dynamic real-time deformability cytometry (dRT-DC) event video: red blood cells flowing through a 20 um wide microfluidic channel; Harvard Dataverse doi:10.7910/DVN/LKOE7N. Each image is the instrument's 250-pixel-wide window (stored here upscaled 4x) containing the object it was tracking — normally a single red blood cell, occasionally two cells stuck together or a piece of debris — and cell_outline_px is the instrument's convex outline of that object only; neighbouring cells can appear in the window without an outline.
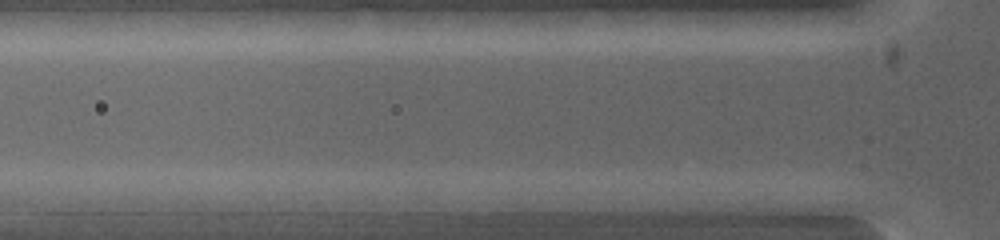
{"species": "common noctule bat (a hibernating species)", "species_latin": "Nyctalus noctula", "temperature_condition": "warm", "stored_images_in_passage": 4, "segment_of_instrument_passage": [2, 2], "camera_frame_rate_fps": 5000, "um_per_image_px": 0.085, "animal": {"sex": "female", "body_mass_g": 19.0, "forearm_length_mm": 53.3}, "frame": {"image": 1, "passage_image": 4, "time_ms": 2.0, "image_size_px": [1000, 240], "cell_outline_px": [[788, 200], [780, 216], [772, 216], [652, 208], [628, 200], [652, 192], [768, 192]], "centroid_in_image_um": [60.89, 17.19], "position_along_channel_um": 64.9, "area_um2": 20.46}}